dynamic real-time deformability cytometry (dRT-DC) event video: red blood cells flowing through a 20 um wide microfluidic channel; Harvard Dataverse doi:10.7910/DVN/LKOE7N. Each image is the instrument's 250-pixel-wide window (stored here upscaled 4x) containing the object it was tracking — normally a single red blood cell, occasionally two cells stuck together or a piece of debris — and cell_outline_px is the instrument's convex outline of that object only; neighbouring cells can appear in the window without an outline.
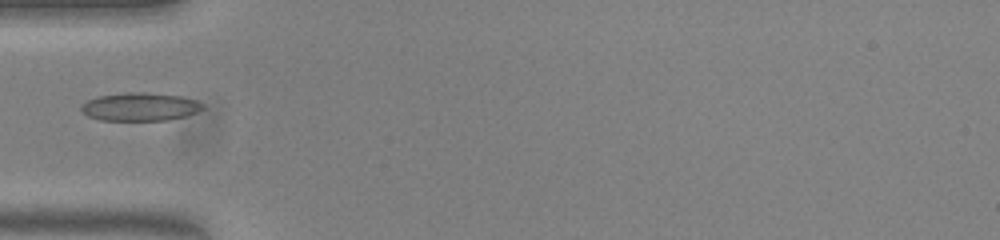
{"species": "common noctule bat (a hibernating species)", "species_latin": "Nyctalus noctula", "temperature_condition": "warm", "stored_images_in_passage": 37, "camera_frame_rate_fps": 3000, "um_per_image_px": 0.085, "animal": {"sex": "female", "body_mass_g": 23.0, "forearm_length_mm": 53.4}, "frame": {"image": 1, "passage_image": 1, "time_ms": 0.0, "image_size_px": [1000, 240], "cell_outline_px": [[204, 108], [196, 112], [184, 116], [168, 120], [100, 120], [88, 116], [80, 108], [80, 104], [88, 100], [100, 96], [124, 92], [144, 92], [180, 96], [196, 100], [204, 104]], "centroid_in_image_um": [11.9, 9.07], "position_along_channel_um": 73.1, "area_um2": 19.88}}
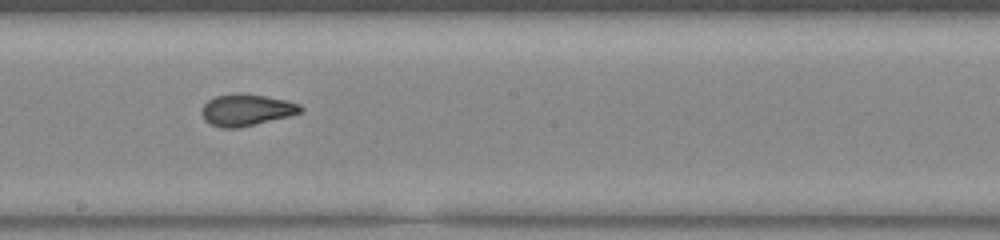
{"frame": {"image": 2, "passage_image": 13, "time_ms": 4.0, "image_size_px": [1000, 240], "cell_outline_px": [[304, 108], [300, 112], [288, 116], [240, 128], [224, 128], [212, 124], [204, 120], [200, 112], [200, 108], [208, 100], [216, 96], [236, 92], [240, 92], [264, 96], [284, 100], [300, 104]], "centroid_in_image_um": [20.9, 9.34], "position_along_channel_um": 227.3, "area_um2": 18.26}}
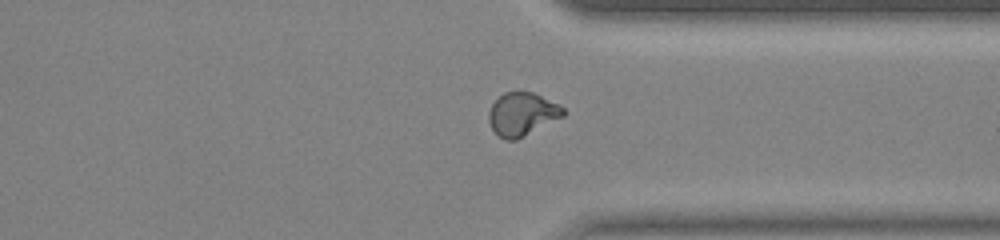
{"frame": {"image": 3, "passage_image": 24, "time_ms": 7.667, "image_size_px": [1000, 240], "cell_outline_px": [[568, 112], [564, 116], [516, 140], [504, 140], [492, 128], [488, 120], [488, 112], [492, 104], [504, 92], [532, 92], [564, 108]], "centroid_in_image_um": [44.37, 9.71], "position_along_channel_um": 367.0, "area_um2": 18.5}}